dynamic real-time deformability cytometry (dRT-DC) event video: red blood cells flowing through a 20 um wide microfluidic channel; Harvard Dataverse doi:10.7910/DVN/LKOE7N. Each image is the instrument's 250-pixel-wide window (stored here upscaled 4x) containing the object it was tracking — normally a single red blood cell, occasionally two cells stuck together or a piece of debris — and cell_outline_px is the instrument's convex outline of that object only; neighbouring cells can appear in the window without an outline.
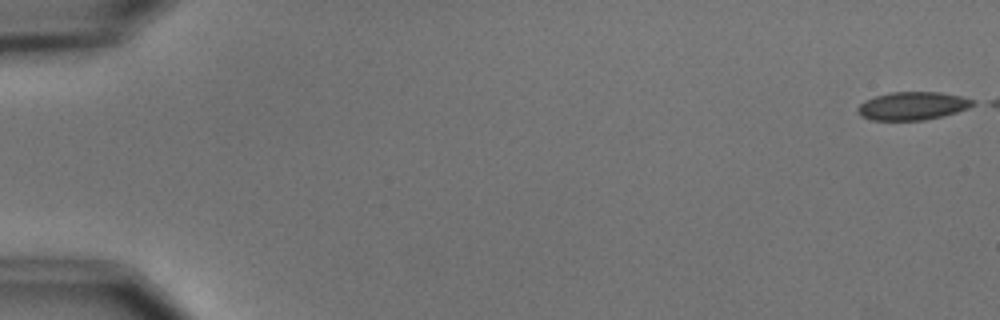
{"species": "common noctule bat (a hibernating species)", "species_latin": "Nyctalus noctula", "temperature_condition": "cold", "stored_images_in_passage": 7, "camera_frame_rate_fps": 3000, "um_per_image_px": 0.085, "animal": {"sex": "male", "body_mass_g": 15.6}, "frame": {"image": 1, "passage_image": 1, "time_ms": 0.0, "image_size_px": [1000, 320], "cell_outline_px": [[976, 104], [968, 108], [944, 116], [924, 120], [872, 120], [860, 116], [856, 112], [856, 108], [864, 100], [876, 96], [892, 92], [940, 92], [960, 96], [976, 100]], "centroid_in_image_um": [77.56, 9.0], "position_along_channel_um": 7.4, "area_um2": 19.02}}
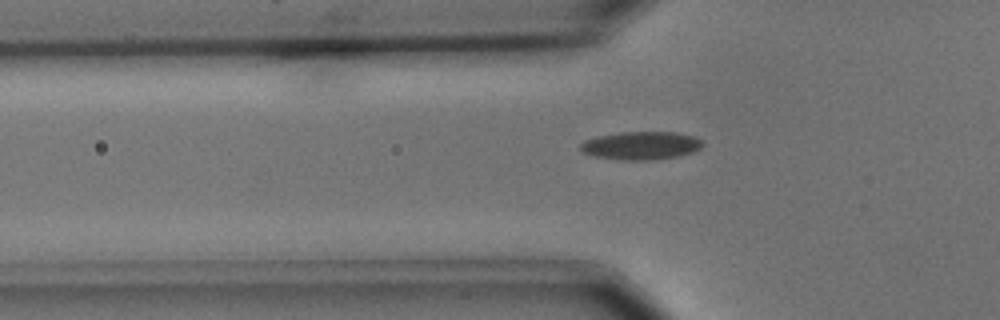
{"frame": {"image": 2, "passage_image": 7, "time_ms": 8.0, "image_size_px": [1000, 320], "cell_outline_px": [[704, 144], [700, 148], [692, 152], [680, 156], [652, 160], [620, 160], [592, 156], [580, 152], [580, 144], [584, 140], [600, 136], [620, 132], [676, 132], [692, 136], [700, 140]], "centroid_in_image_um": [54.45, 12.38], "position_along_channel_um": 71.3, "area_um2": 20.11}}